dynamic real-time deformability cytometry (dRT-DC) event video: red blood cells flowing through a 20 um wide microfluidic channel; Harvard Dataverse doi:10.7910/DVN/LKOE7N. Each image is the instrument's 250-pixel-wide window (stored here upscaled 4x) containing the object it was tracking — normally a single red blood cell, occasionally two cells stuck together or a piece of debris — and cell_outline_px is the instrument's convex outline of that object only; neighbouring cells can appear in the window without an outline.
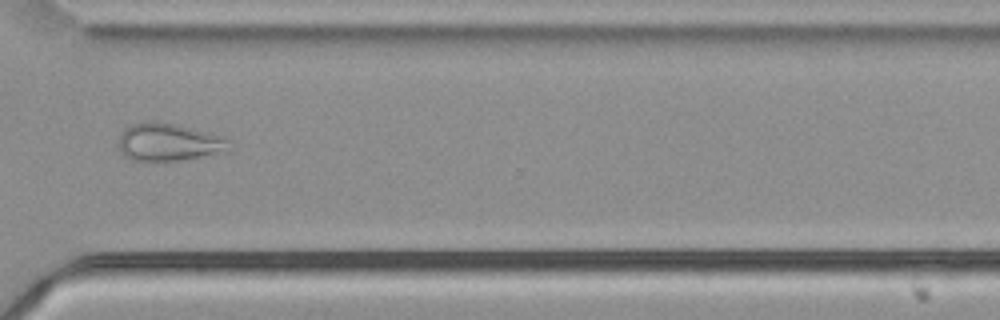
{"species": "common noctule bat (a hibernating species)", "species_latin": "Nyctalus noctula", "temperature_condition": "cold", "stored_images_in_passage": 49, "camera_frame_rate_fps": 3000, "um_per_image_px": 0.085, "animal": {"sex": "male", "body_mass_g": 21.5, "forearm_length_mm": 52.0}, "frame": {"image": 1, "passage_image": 38, "time_ms": 12.333, "image_size_px": [1000, 320], "cell_outline_px": [[232, 148], [228, 152], [176, 160], [128, 160], [120, 152], [120, 132], [124, 128], [132, 124], [144, 120], [156, 120], [176, 124], [224, 136], [232, 140]], "centroid_in_image_um": [14.38, 12.06], "position_along_channel_um": 356.2, "area_um2": 24.74}}
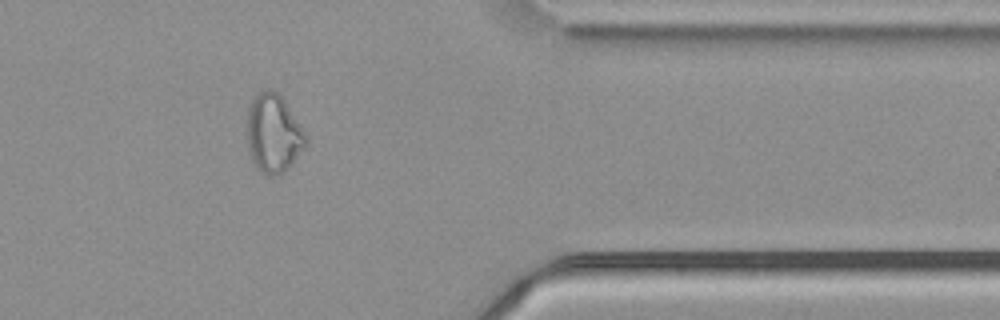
{"frame": {"image": 2, "passage_image": 42, "time_ms": 13.667, "image_size_px": [1000, 320], "cell_outline_px": [[308, 140], [284, 172], [272, 176], [260, 172], [256, 168], [252, 160], [248, 148], [248, 108], [252, 100], [264, 88], [272, 88], [280, 92], [308, 136]], "centroid_in_image_um": [23.24, 11.29], "position_along_channel_um": 388.2, "area_um2": 26.82}}